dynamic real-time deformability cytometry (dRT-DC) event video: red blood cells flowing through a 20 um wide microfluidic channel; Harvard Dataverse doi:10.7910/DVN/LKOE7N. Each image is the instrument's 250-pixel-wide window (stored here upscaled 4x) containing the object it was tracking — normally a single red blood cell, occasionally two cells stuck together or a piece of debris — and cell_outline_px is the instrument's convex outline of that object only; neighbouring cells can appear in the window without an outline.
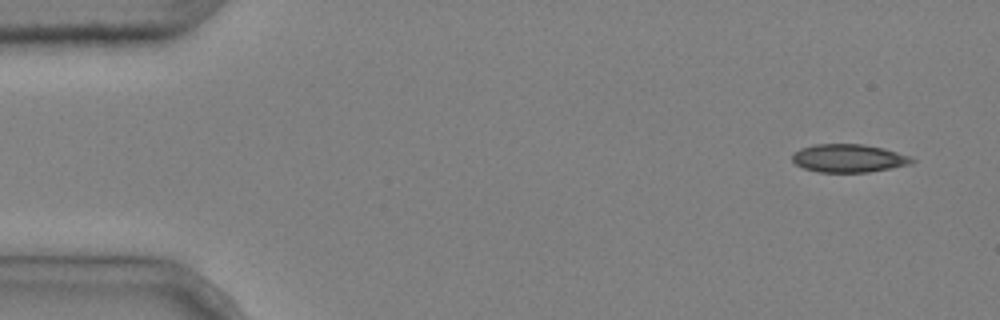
{"species": "common noctule bat (a hibernating species)", "species_latin": "Nyctalus noctula", "temperature_condition": "cold", "stored_images_in_passage": 4, "camera_frame_rate_fps": 3000, "um_per_image_px": 0.085, "animal": {"sex": "male", "body_mass_g": 20.4}, "frame": {"image": 1, "passage_image": 4, "time_ms": 1.0, "image_size_px": [1000, 320], "cell_outline_px": [[916, 160], [912, 164], [892, 168], [868, 172], [820, 172], [804, 168], [796, 164], [792, 160], [792, 152], [800, 148], [816, 144], [864, 144], [884, 148], [912, 156]], "centroid_in_image_um": [72.17, 13.44], "position_along_channel_um": 12.8, "area_um2": 19.83}}